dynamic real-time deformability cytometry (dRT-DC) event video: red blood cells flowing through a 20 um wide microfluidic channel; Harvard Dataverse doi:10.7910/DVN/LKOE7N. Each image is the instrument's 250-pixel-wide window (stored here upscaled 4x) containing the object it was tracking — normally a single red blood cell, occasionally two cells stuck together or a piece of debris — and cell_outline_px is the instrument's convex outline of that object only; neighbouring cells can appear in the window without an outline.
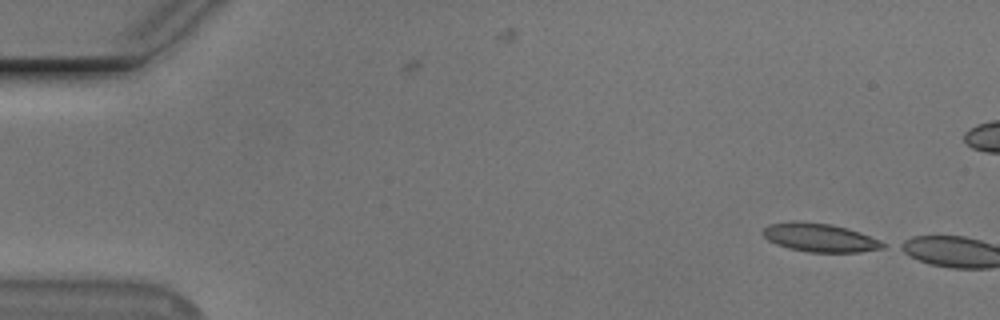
{"species": "Egyptian fruit bat (a non-hibernating species)", "species_latin": "Rousettus aegyptiacus", "temperature_condition": "cold", "stored_images_in_passage": 4, "camera_frame_rate_fps": 3000, "um_per_image_px": 0.085, "animal": {"sex": "male"}, "frame": {"image": 1, "passage_image": 4, "time_ms": 1.0, "image_size_px": [1000, 320], "cell_outline_px": [[888, 244], [884, 248], [860, 252], [808, 252], [788, 248], [776, 244], [768, 240], [760, 232], [768, 224], [792, 220], [800, 220], [832, 224], [848, 228], [860, 232], [880, 240]], "centroid_in_image_um": [69.67, 20.18], "position_along_channel_um": 15.3, "area_um2": 20.35}}